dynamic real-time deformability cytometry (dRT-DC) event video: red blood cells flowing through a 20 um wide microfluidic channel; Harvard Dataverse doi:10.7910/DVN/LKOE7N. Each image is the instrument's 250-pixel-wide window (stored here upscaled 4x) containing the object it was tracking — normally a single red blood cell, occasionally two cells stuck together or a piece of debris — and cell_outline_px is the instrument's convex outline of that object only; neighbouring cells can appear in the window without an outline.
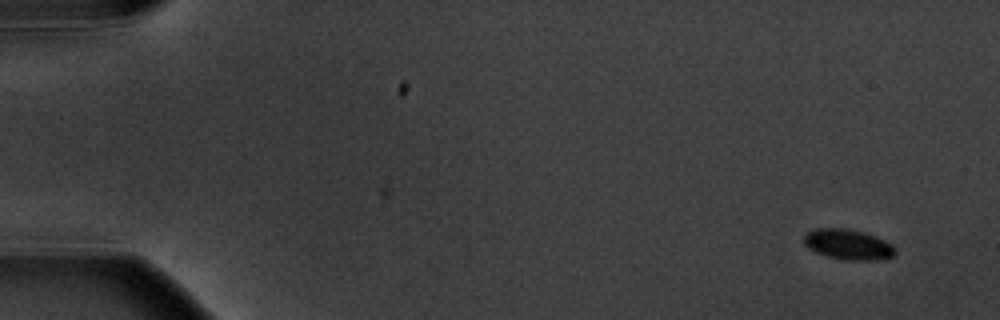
{"species": "common noctule bat (a hibernating species)", "species_latin": "Nyctalus noctula", "temperature_condition": "warm", "stored_images_in_passage": 5, "camera_frame_rate_fps": 3000, "um_per_image_px": 0.085, "animal": {"sex": "male", "body_mass_g": 20.1, "forearm_length_mm": 53.5}, "frame": {"image": 1, "passage_image": 1, "time_ms": 0.0, "image_size_px": [1000, 320], "cell_outline_px": [[896, 252], [892, 256], [876, 260], [844, 260], [828, 256], [816, 252], [808, 248], [804, 244], [804, 236], [808, 232], [816, 228], [844, 228], [864, 232], [876, 236], [892, 244], [896, 248]], "centroid_in_image_um": [72.1, 20.77], "position_along_channel_um": 12.9, "area_um2": 16.13}}
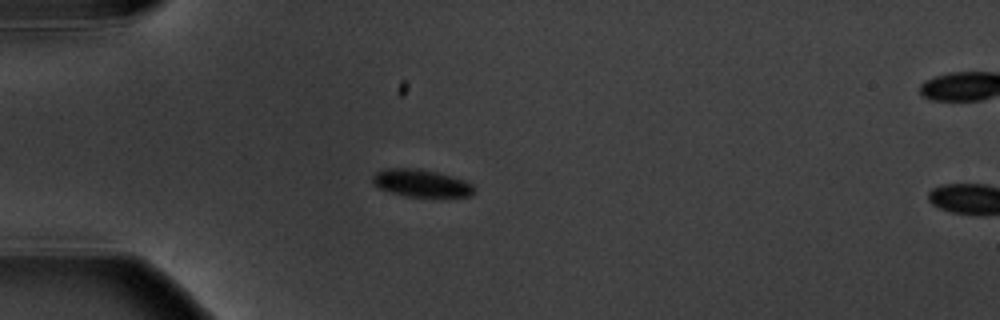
{"frame": {"image": 2, "passage_image": 4, "time_ms": 4.333, "image_size_px": [1000, 320], "cell_outline_px": [[476, 192], [472, 196], [440, 200], [404, 196], [388, 192], [372, 184], [372, 176], [376, 172], [388, 168], [420, 168], [436, 172], [464, 180], [472, 184], [476, 188]], "centroid_in_image_um": [35.88, 15.63], "position_along_channel_um": 49.1, "area_um2": 17.28}}